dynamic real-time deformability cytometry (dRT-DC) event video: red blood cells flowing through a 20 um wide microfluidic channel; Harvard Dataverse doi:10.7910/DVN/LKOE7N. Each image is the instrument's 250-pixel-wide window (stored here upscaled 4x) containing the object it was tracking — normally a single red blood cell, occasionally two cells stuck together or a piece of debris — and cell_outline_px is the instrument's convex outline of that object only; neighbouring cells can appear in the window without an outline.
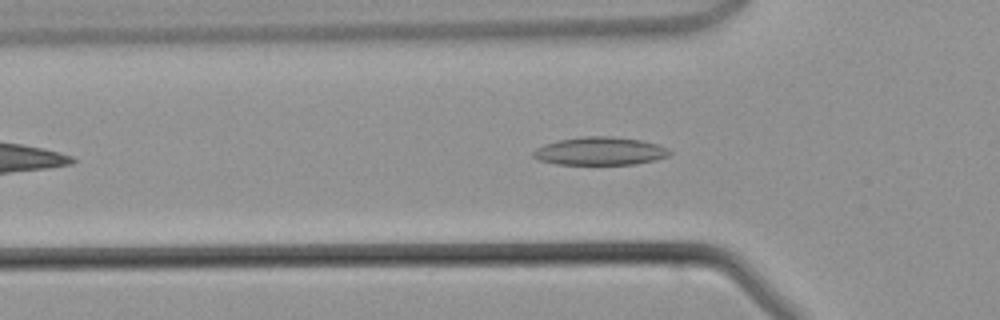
{"species": "common noctule bat (a hibernating species)", "species_latin": "Nyctalus noctula", "temperature_condition": "warm", "stored_images_in_passage": 38, "camera_frame_rate_fps": 3000, "um_per_image_px": 0.085, "animal": {"sex": "male", "body_mass_g": 21.5, "forearm_length_mm": 52.0}, "frame": {"image": 1, "passage_image": 7, "time_ms": 2.0, "image_size_px": [1000, 320], "cell_outline_px": [[672, 152], [668, 156], [656, 160], [636, 164], [556, 164], [540, 160], [532, 156], [532, 152], [548, 144], [560, 140], [588, 136], [612, 136], [640, 140], [660, 144], [668, 148]], "centroid_in_image_um": [51.09, 12.85], "position_along_channel_um": 74.7, "area_um2": 22.08}}
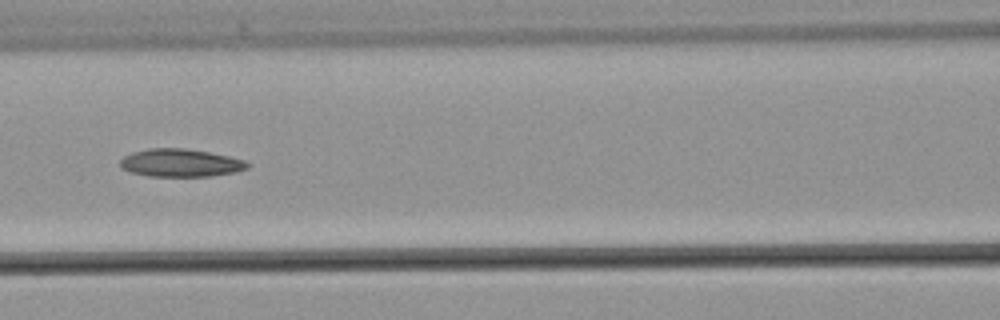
{"frame": {"image": 2, "passage_image": 12, "time_ms": 3.667, "image_size_px": [1000, 320], "cell_outline_px": [[252, 164], [248, 168], [236, 172], [212, 176], [148, 176], [132, 172], [124, 168], [120, 164], [120, 160], [124, 156], [132, 152], [148, 148], [184, 148], [208, 152], [228, 156], [244, 160]], "centroid_in_image_um": [15.38, 13.84], "position_along_channel_um": 151.2, "area_um2": 20.63}}
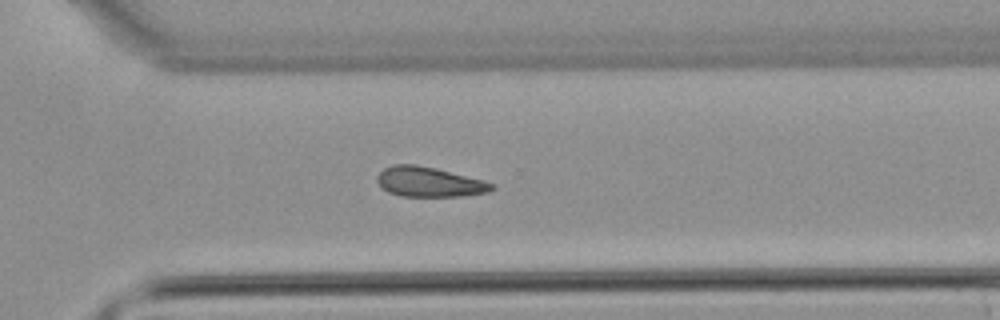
{"frame": {"image": 3, "passage_image": 24, "time_ms": 7.667, "image_size_px": [1000, 320], "cell_outline_px": [[496, 188], [488, 192], [464, 196], [400, 196], [388, 192], [380, 188], [376, 180], [376, 176], [384, 168], [392, 164], [416, 164], [436, 168], [484, 180], [496, 184]], "centroid_in_image_um": [36.48, 15.46], "position_along_channel_um": 334.1, "area_um2": 20.29}}